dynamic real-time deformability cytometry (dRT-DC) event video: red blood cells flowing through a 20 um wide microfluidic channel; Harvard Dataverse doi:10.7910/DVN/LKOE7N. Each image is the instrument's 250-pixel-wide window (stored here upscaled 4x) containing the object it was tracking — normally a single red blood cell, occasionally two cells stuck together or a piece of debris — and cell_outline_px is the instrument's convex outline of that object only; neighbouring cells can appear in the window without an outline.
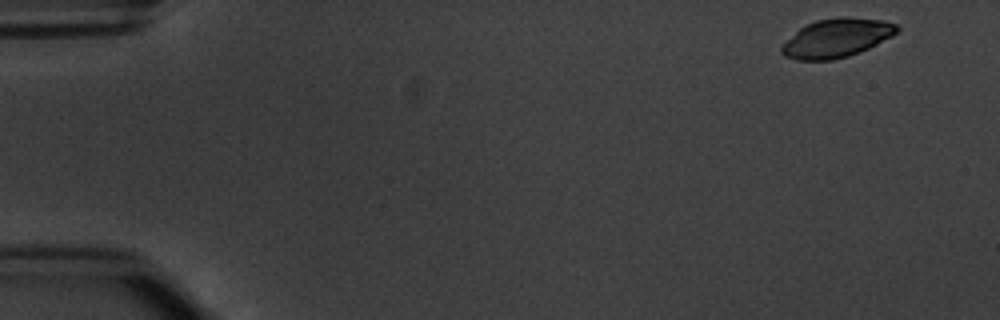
{"species": "common noctule bat (a hibernating species)", "species_latin": "Nyctalus noctula", "temperature_condition": "warm", "stored_images_in_passage": 7, "camera_frame_rate_fps": 3000, "um_per_image_px": 0.085, "animal": {"sex": "male", "body_mass_g": 20.1, "forearm_length_mm": 53.5}, "frame": {"image": 1, "passage_image": 1, "time_ms": 0.0, "image_size_px": [1000, 320], "cell_outline_px": [[900, 28], [892, 36], [860, 52], [848, 56], [832, 60], [796, 60], [784, 56], [780, 52], [780, 48], [804, 24], [816, 20], [840, 16], [848, 16], [884, 20], [896, 24]], "centroid_in_image_um": [71.12, 3.22], "position_along_channel_um": 13.9, "area_um2": 26.07}}
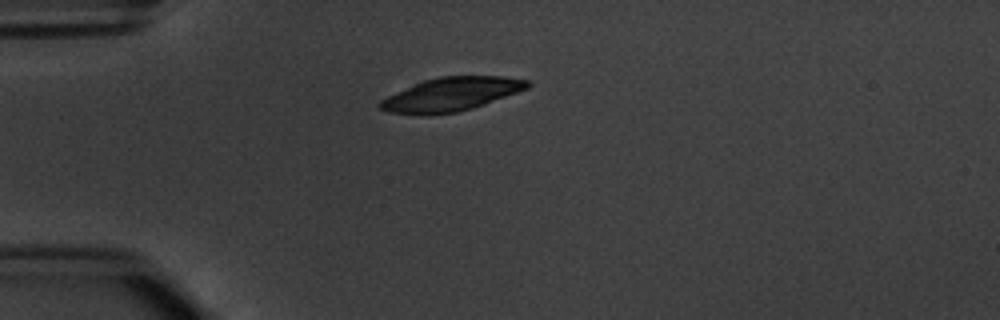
{"frame": {"image": 2, "passage_image": 4, "time_ms": 3.667, "image_size_px": [1000, 320], "cell_outline_px": [[532, 84], [528, 88], [484, 104], [472, 108], [456, 112], [428, 116], [420, 116], [388, 112], [380, 108], [376, 104], [380, 100], [396, 92], [424, 80], [440, 76], [504, 76], [528, 80]], "centroid_in_image_um": [38.32, 8.03], "position_along_channel_um": 46.7, "area_um2": 28.96}}